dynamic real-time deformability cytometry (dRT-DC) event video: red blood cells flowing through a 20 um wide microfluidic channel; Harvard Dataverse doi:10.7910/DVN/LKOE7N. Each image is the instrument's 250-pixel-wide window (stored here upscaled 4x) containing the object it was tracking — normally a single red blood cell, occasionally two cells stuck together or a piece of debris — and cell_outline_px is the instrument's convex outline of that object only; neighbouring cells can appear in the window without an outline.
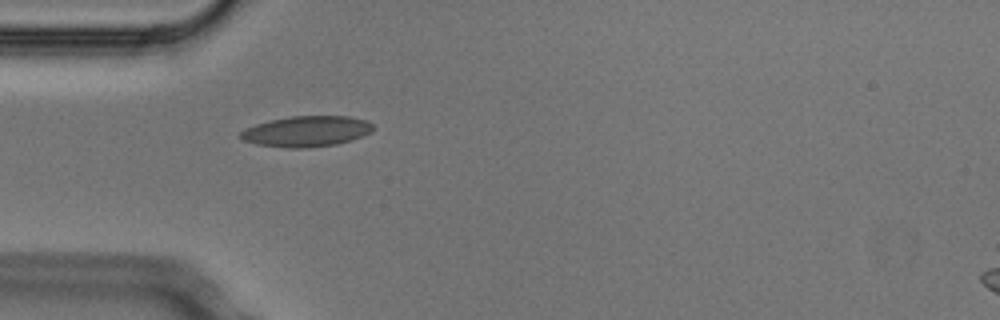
{"species": "Egyptian fruit bat (a non-hibernating species)", "species_latin": "Rousettus aegyptiacus", "temperature_condition": "cold", "stored_images_in_passage": 5, "camera_frame_rate_fps": 3000, "um_per_image_px": 0.085, "animal": {"sex": "male"}, "frame": {"image": 1, "passage_image": 5, "time_ms": 1.333, "image_size_px": [1000, 320], "cell_outline_px": [[376, 128], [372, 132], [352, 140], [336, 144], [308, 148], [284, 148], [256, 144], [244, 140], [240, 136], [240, 132], [244, 128], [256, 124], [272, 120], [292, 116], [348, 116], [368, 120]], "centroid_in_image_um": [26.09, 11.17], "position_along_channel_um": 58.9, "area_um2": 23.87}}